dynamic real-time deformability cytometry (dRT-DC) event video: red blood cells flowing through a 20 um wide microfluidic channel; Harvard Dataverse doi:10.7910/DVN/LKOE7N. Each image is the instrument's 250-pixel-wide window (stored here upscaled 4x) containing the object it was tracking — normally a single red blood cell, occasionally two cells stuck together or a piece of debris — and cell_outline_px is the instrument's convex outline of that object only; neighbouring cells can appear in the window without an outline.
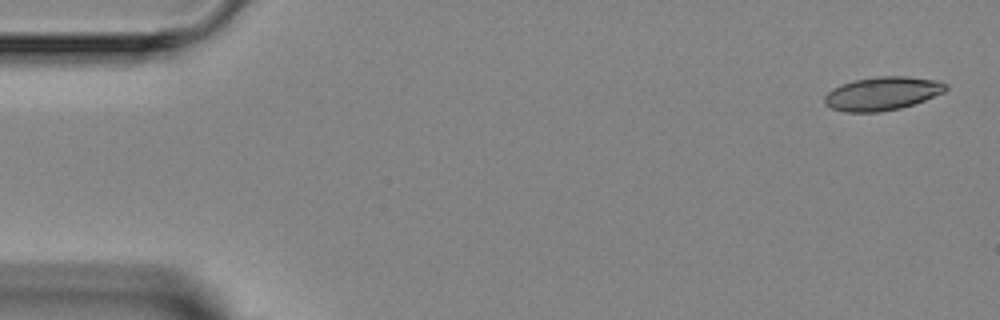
{"species": "Egyptian fruit bat (a non-hibernating species)", "species_latin": "Rousettus aegyptiacus", "temperature_condition": "room temperature", "stored_images_in_passage": 5, "camera_frame_rate_fps": 3000, "um_per_image_px": 0.085, "animal": {"sex": "female"}, "frame": {"image": 1, "passage_image": 1, "time_ms": 0.0, "image_size_px": [1000, 320], "cell_outline_px": [[948, 88], [944, 92], [924, 100], [900, 108], [880, 112], [844, 112], [832, 108], [824, 104], [824, 96], [832, 88], [840, 84], [852, 80], [876, 76], [908, 76], [940, 80], [948, 84]], "centroid_in_image_um": [74.99, 7.93], "position_along_channel_um": 10.0, "area_um2": 23.93}}
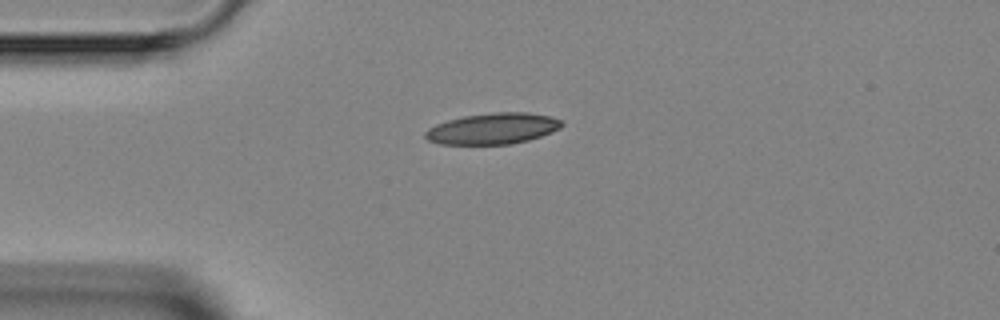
{"frame": {"image": 2, "passage_image": 4, "time_ms": 3.333, "image_size_px": [1000, 320], "cell_outline_px": [[564, 124], [560, 128], [552, 132], [528, 140], [512, 144], [440, 144], [428, 140], [424, 136], [424, 132], [428, 128], [436, 124], [448, 120], [464, 116], [496, 112], [528, 112], [548, 116], [564, 120]], "centroid_in_image_um": [41.9, 10.93], "position_along_channel_um": 43.1, "area_um2": 24.74}}